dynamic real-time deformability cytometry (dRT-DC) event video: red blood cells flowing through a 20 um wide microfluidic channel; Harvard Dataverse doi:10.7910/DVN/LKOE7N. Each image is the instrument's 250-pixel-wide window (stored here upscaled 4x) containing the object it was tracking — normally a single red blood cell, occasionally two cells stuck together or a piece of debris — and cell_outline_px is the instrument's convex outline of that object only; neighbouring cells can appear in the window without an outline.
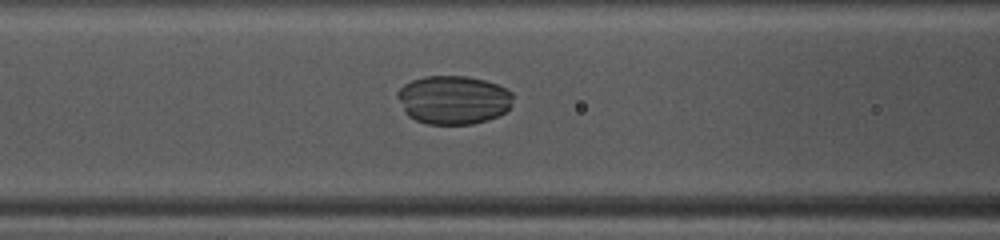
{"species": "common noctule bat (a hibernating species)", "species_latin": "Nyctalus noctula", "temperature_condition": "warm", "stored_images_in_passage": 41, "camera_frame_rate_fps": 3000, "um_per_image_px": 0.085, "animal": {"sex": "female", "body_mass_g": 10.0, "forearm_length_mm": 53.1}, "frame": {"image": 1, "passage_image": 11, "time_ms": 3.333, "image_size_px": [1000, 240], "cell_outline_px": [[512, 96], [508, 108], [504, 112], [488, 120], [472, 124], [428, 124], [416, 120], [408, 116], [404, 112], [396, 96], [396, 92], [404, 84], [412, 80], [424, 76], [464, 76], [484, 80], [496, 84], [512, 92]], "centroid_in_image_um": [38.48, 8.49], "position_along_channel_um": 128.1, "area_um2": 32.66}}
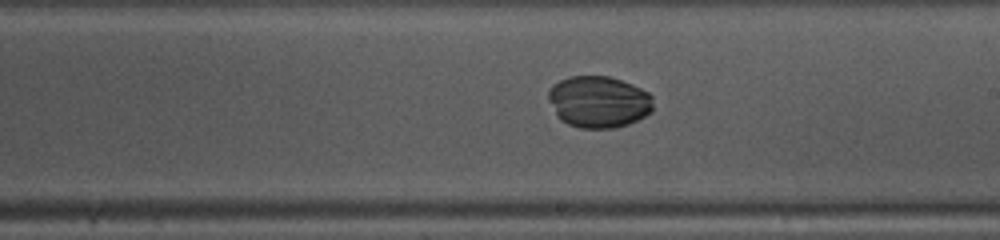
{"frame": {"image": 2, "passage_image": 19, "time_ms": 6.0, "image_size_px": [1000, 240], "cell_outline_px": [[652, 112], [628, 124], [616, 128], [580, 128], [568, 124], [560, 120], [556, 116], [548, 100], [548, 92], [552, 84], [568, 76], [608, 76], [632, 84], [648, 92], [652, 96]], "centroid_in_image_um": [50.86, 8.65], "position_along_channel_um": 238.1, "area_um2": 31.79}}
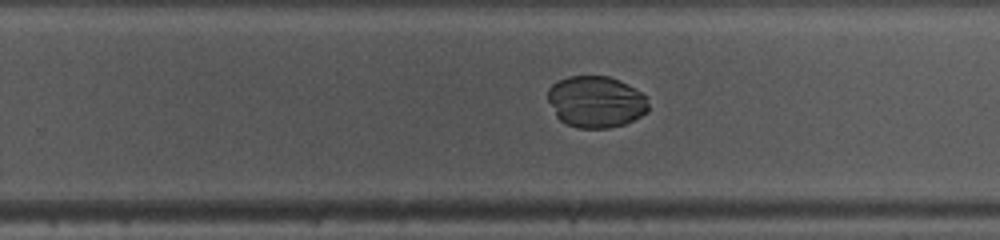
{"frame": {"image": 3, "passage_image": 22, "time_ms": 7.0, "image_size_px": [1000, 240], "cell_outline_px": [[648, 112], [624, 124], [608, 128], [580, 128], [568, 124], [560, 120], [556, 116], [548, 100], [548, 88], [556, 80], [568, 76], [608, 76], [648, 96]], "centroid_in_image_um": [50.63, 8.65], "position_along_channel_um": 279.2, "area_um2": 30.11}}